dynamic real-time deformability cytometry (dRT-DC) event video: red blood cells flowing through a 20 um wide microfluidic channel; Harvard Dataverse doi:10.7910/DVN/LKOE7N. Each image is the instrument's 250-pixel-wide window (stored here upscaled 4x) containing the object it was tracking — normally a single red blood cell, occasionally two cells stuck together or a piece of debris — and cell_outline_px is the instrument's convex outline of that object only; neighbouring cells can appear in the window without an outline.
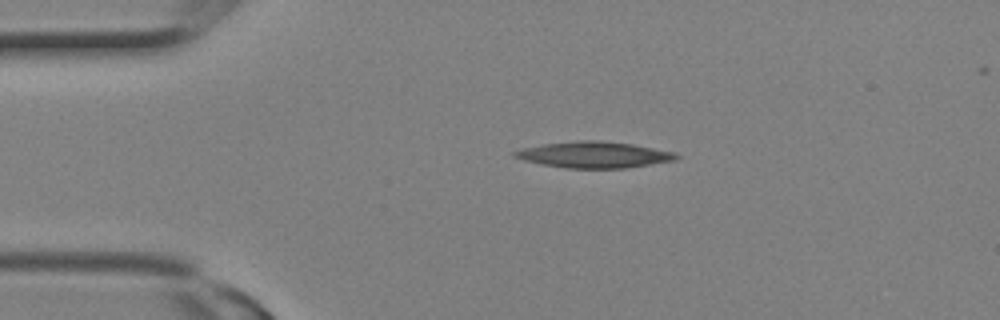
{"species": "Egyptian fruit bat (a non-hibernating species)", "species_latin": "Rousettus aegyptiacus", "temperature_condition": "room temperature", "stored_images_in_passage": 3, "camera_frame_rate_fps": 3000, "um_per_image_px": 0.085, "animal": {"sex": "female"}, "frame": {"image": 1, "passage_image": 3, "time_ms": 0.667, "image_size_px": [1000, 320], "cell_outline_px": [[680, 156], [676, 160], [624, 168], [564, 168], [540, 164], [524, 160], [512, 156], [512, 152], [524, 148], [544, 144], [580, 140], [600, 140], [632, 144], [676, 152]], "centroid_in_image_um": [50.5, 13.15], "position_along_channel_um": 34.5, "area_um2": 24.62}}